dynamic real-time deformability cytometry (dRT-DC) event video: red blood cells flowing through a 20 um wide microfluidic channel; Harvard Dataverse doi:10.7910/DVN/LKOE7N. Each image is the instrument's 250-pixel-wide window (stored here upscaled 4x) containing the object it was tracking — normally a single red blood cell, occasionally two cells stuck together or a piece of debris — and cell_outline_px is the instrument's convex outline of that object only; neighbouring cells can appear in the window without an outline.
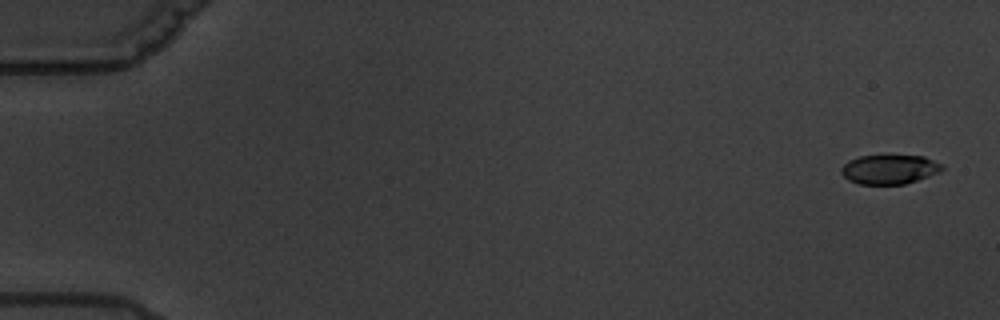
{"species": "common noctule bat (a hibernating species)", "species_latin": "Nyctalus noctula", "temperature_condition": "warm", "stored_images_in_passage": 7, "camera_frame_rate_fps": 3000, "um_per_image_px": 0.085, "animal": {"sex": "male", "body_mass_g": 19.5, "forearm_length_mm": 54.6}, "frame": {"image": 1, "passage_image": 1, "time_ms": 0.0, "image_size_px": [1000, 320], "cell_outline_px": [[944, 168], [940, 172], [904, 184], [860, 184], [848, 180], [840, 172], [840, 168], [848, 160], [860, 156], [924, 156], [944, 164]], "centroid_in_image_um": [75.6, 14.39], "position_along_channel_um": 9.4, "area_um2": 17.22}}
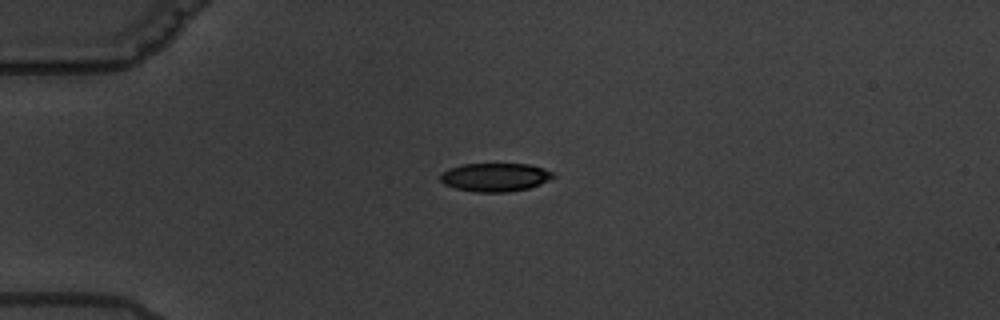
{"frame": {"image": 2, "passage_image": 5, "time_ms": 4.667, "image_size_px": [1000, 320], "cell_outline_px": [[556, 176], [540, 184], [528, 188], [508, 192], [476, 192], [456, 188], [444, 184], [440, 180], [440, 176], [448, 168], [464, 164], [528, 164], [544, 168], [556, 172]], "centroid_in_image_um": [42.12, 15.06], "position_along_channel_um": 42.9, "area_um2": 18.73}}